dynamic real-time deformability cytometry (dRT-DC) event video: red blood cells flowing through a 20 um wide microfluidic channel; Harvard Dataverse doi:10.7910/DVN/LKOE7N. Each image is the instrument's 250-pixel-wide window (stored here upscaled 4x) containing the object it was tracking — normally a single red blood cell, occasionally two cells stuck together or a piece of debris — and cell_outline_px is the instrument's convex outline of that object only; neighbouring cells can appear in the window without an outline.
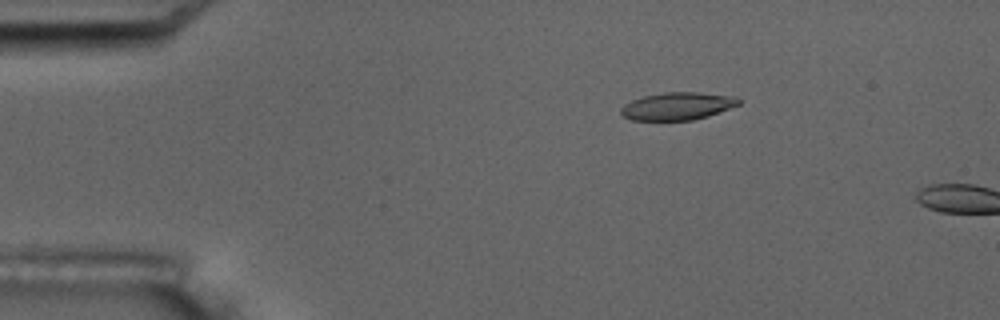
{"species": "common noctule bat (a hibernating species)", "species_latin": "Nyctalus noctula", "temperature_condition": "room temperature", "stored_images_in_passage": 4, "camera_frame_rate_fps": 3000, "um_per_image_px": 0.085, "animal": {"sex": "male", "body_mass_g": 17.5, "forearm_length_mm": 52.3}, "frame": {"image": 1, "passage_image": 3, "time_ms": 2.333, "image_size_px": [1000, 320], "cell_outline_px": [[740, 104], [708, 116], [692, 120], [632, 120], [624, 116], [620, 112], [620, 108], [624, 104], [632, 100], [644, 96], [664, 92], [700, 92], [736, 96], [740, 100]], "centroid_in_image_um": [57.59, 9.01], "position_along_channel_um": 27.4, "area_um2": 18.96}}